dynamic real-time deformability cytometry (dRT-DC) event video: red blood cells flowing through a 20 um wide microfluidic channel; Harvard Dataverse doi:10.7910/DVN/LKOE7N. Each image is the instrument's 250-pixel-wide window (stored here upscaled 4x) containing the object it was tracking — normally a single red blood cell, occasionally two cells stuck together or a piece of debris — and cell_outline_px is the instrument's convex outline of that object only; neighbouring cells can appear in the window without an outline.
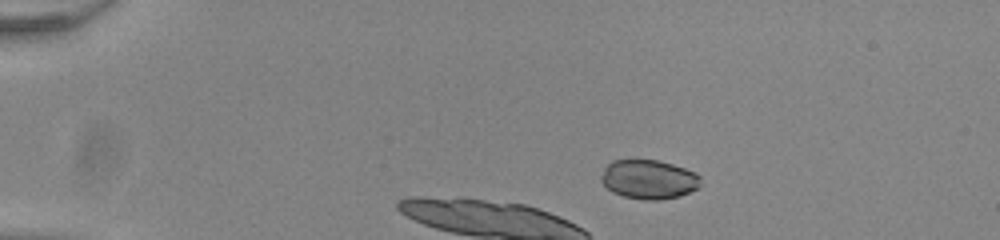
{"species": "common noctule bat (a hibernating species)", "species_latin": "Nyctalus noctula", "temperature_condition": "room temperature", "stored_images_in_passage": 18, "camera_frame_rate_fps": 3000, "um_per_image_px": 0.085, "animal": {"sex": "male", "body_mass_g": 20.0, "forearm_length_mm": 53.3}, "frame": {"image": 1, "passage_image": 11, "time_ms": 3.333, "image_size_px": [1000, 240], "cell_outline_px": [[700, 184], [696, 188], [680, 196], [660, 200], [648, 200], [624, 196], [612, 192], [600, 180], [600, 176], [604, 168], [612, 160], [656, 160], [672, 164], [696, 172], [700, 176]], "centroid_in_image_um": [55.13, 15.24], "position_along_channel_um": 29.9, "area_um2": 22.6}}